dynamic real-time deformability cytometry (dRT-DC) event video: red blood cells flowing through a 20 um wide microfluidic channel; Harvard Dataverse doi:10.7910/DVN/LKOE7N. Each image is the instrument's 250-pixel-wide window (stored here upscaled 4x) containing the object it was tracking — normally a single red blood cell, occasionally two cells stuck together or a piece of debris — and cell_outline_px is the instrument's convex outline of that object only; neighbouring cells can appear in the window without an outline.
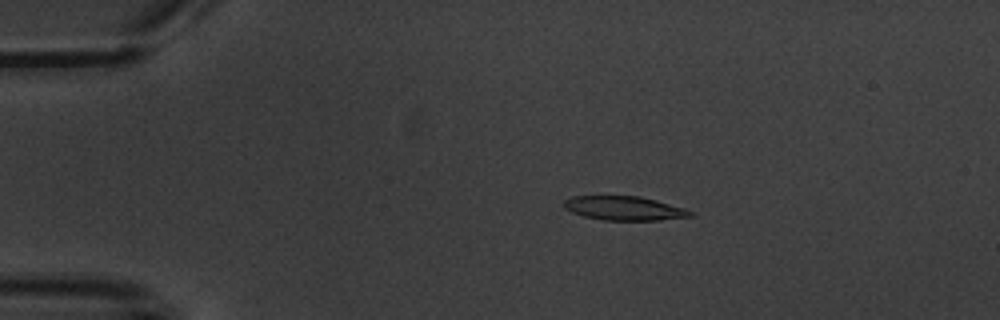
{"species": "common noctule bat (a hibernating species)", "species_latin": "Nyctalus noctula", "temperature_condition": "warm", "stored_images_in_passage": 9, "camera_frame_rate_fps": 3000, "um_per_image_px": 0.085, "animal": {"sex": "male", "body_mass_g": 20.1, "forearm_length_mm": 53.5}, "frame": {"image": 1, "passage_image": 3, "time_ms": 2.333, "image_size_px": [1000, 320], "cell_outline_px": [[692, 216], [660, 220], [604, 220], [584, 216], [572, 212], [564, 208], [564, 200], [572, 196], [640, 196], [656, 200], [684, 208], [692, 212]], "centroid_in_image_um": [53.04, 17.7], "position_along_channel_um": 32.0, "area_um2": 17.57}}
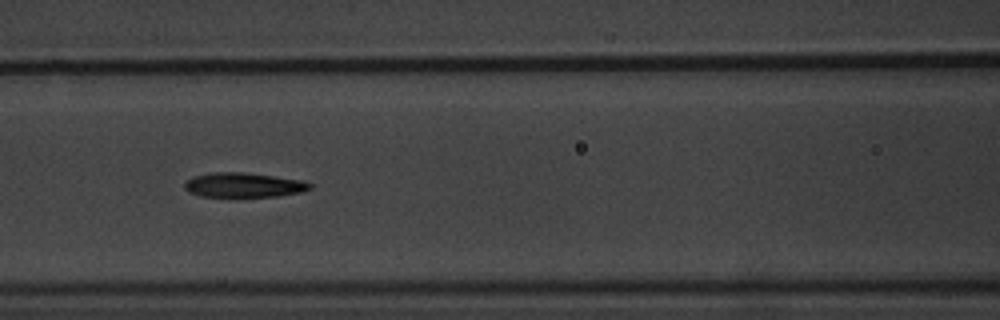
{"frame": {"image": 2, "passage_image": 7, "time_ms": 7.0, "image_size_px": [1000, 320], "cell_outline_px": [[312, 188], [300, 192], [280, 196], [200, 196], [188, 192], [184, 188], [184, 184], [192, 176], [212, 172], [244, 172], [304, 180], [312, 184]], "centroid_in_image_um": [20.71, 15.71], "position_along_channel_um": 145.9, "area_um2": 17.98}}
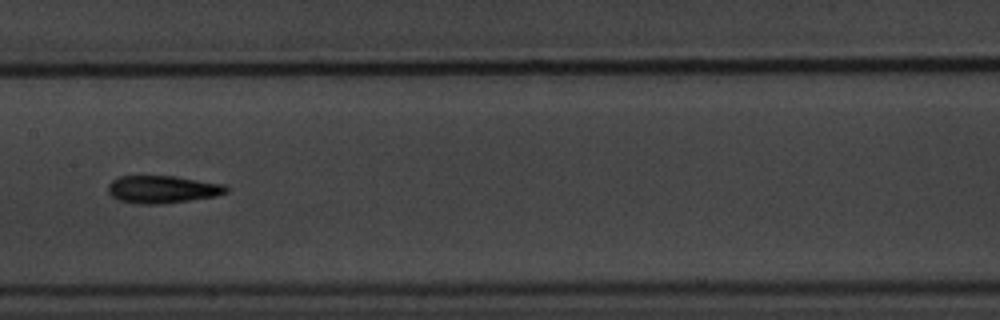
{"frame": {"image": 3, "passage_image": 8, "time_ms": 8.333, "image_size_px": [1000, 320], "cell_outline_px": [[228, 192], [216, 196], [160, 204], [136, 204], [120, 200], [112, 196], [108, 192], [108, 184], [112, 180], [120, 176], [176, 176], [228, 184]], "centroid_in_image_um": [13.85, 16.08], "position_along_channel_um": 193.6, "area_um2": 19.13}}